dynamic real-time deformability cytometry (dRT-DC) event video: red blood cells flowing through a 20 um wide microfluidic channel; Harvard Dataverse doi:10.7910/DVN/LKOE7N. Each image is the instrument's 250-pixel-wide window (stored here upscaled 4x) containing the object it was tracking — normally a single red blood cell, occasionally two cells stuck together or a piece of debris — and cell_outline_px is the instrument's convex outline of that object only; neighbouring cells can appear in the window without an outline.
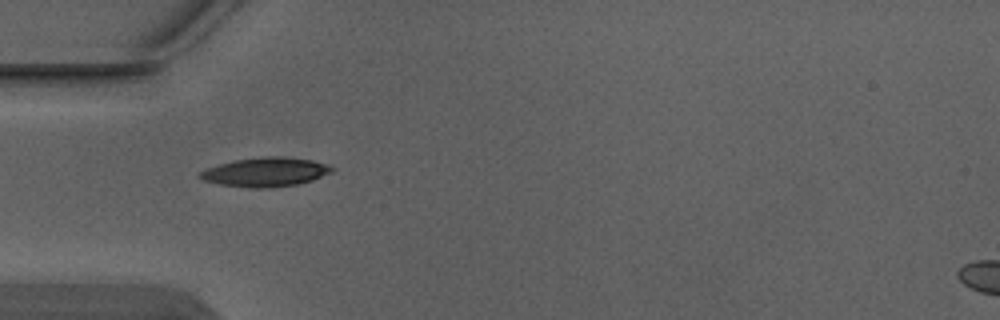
{"species": "Egyptian fruit bat (a non-hibernating species)", "species_latin": "Rousettus aegyptiacus", "temperature_condition": "warm", "stored_images_in_passage": 2, "camera_frame_rate_fps": 3000, "um_per_image_px": 0.085, "animal": {"sex": "male"}, "frame": {"image": 1, "passage_image": 1, "time_ms": 0.0, "image_size_px": [1000, 320], "cell_outline_px": [[336, 168], [332, 172], [312, 180], [296, 184], [268, 188], [248, 188], [220, 184], [204, 180], [196, 176], [196, 172], [232, 160], [264, 156], [284, 156], [312, 160], [328, 164]], "centroid_in_image_um": [22.56, 14.61], "position_along_channel_um": 62.4, "area_um2": 22.6}}
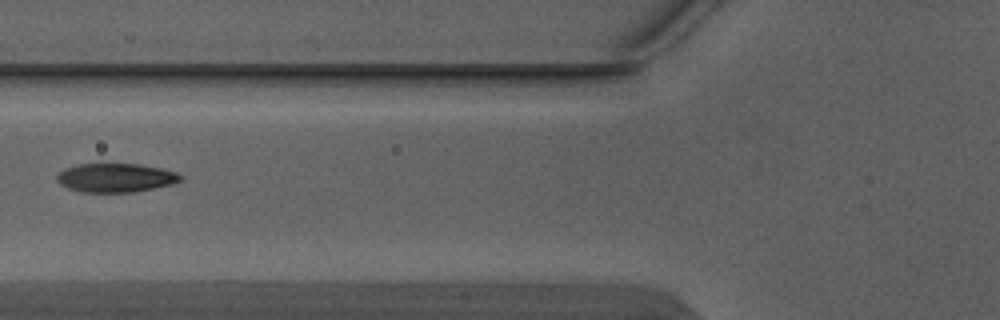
{"frame": {"image": 2, "passage_image": 2, "time_ms": 0.333, "image_size_px": [1000, 320], "cell_outline_px": [[184, 176], [180, 180], [172, 184], [132, 192], [80, 192], [68, 188], [60, 184], [56, 180], [56, 176], [64, 168], [76, 164], [140, 164], [160, 168], [176, 172]], "centroid_in_image_um": [9.8, 15.1], "position_along_channel_um": 116.0, "area_um2": 20.75}}